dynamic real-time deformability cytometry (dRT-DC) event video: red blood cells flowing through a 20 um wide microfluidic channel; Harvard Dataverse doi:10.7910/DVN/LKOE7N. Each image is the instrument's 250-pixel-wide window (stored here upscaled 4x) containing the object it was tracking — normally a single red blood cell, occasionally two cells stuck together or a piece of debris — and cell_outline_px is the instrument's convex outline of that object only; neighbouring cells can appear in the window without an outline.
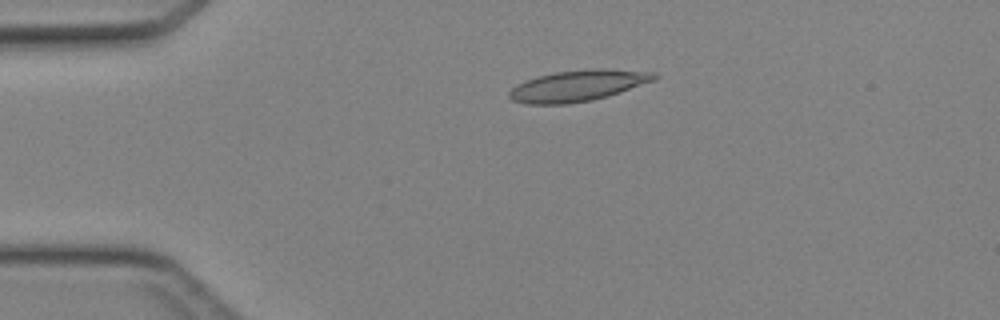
{"species": "Egyptian fruit bat (a non-hibernating species)", "species_latin": "Rousettus aegyptiacus", "temperature_condition": "cold", "stored_images_in_passage": 37, "camera_frame_rate_fps": 3000, "um_per_image_px": 0.085, "animal": {"sex": "female"}, "frame": {"image": 1, "passage_image": 1, "time_ms": 0.0, "image_size_px": [1000, 320], "cell_outline_px": [[660, 76], [656, 80], [608, 96], [592, 100], [568, 104], [524, 104], [512, 100], [508, 96], [508, 92], [516, 84], [524, 80], [536, 76], [556, 72], [588, 68], [604, 68], [656, 72]], "centroid_in_image_um": [49.13, 7.27], "position_along_channel_um": 35.9, "area_um2": 26.76}}
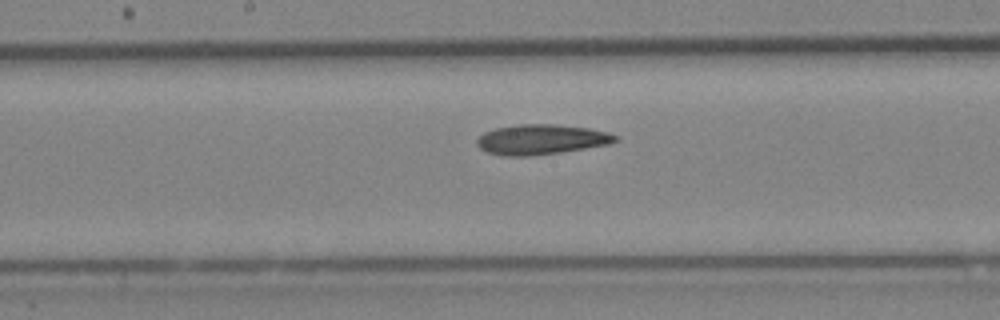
{"frame": {"image": 2, "passage_image": 15, "time_ms": 4.667, "image_size_px": [1000, 320], "cell_outline_px": [[616, 140], [608, 144], [560, 152], [528, 156], [500, 156], [488, 152], [480, 148], [476, 144], [476, 140], [484, 132], [496, 128], [516, 124], [556, 124], [588, 128], [608, 132], [616, 136]], "centroid_in_image_um": [45.95, 11.85], "position_along_channel_um": 202.3, "area_um2": 24.1}}
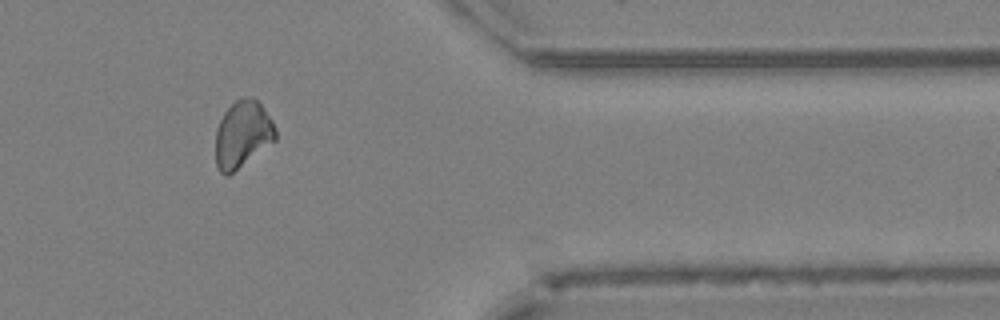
{"frame": {"image": 3, "passage_image": 29, "time_ms": 9.333, "image_size_px": [1000, 320], "cell_outline_px": [[276, 140], [228, 176], [224, 176], [216, 168], [216, 128], [224, 112], [236, 100], [244, 96], [252, 96], [260, 104], [272, 120], [276, 128]], "centroid_in_image_um": [20.61, 11.42], "position_along_channel_um": 390.8, "area_um2": 23.41}}